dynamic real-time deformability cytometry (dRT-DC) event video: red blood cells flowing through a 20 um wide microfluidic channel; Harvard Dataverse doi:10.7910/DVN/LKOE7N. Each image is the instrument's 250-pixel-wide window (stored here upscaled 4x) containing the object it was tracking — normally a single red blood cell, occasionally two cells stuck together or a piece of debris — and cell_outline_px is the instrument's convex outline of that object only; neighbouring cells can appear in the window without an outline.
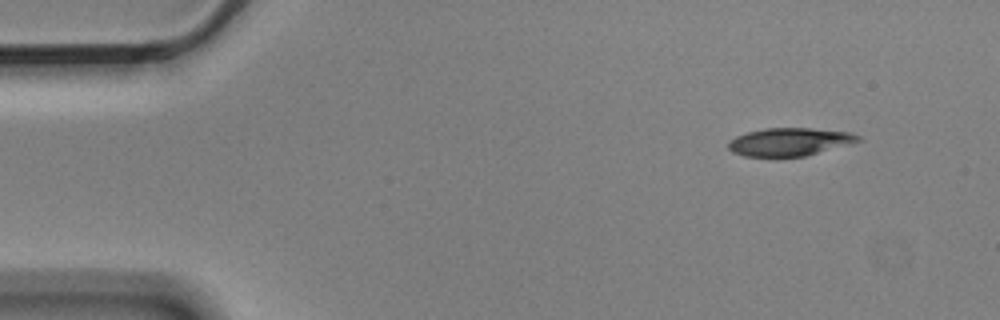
{"species": "Egyptian fruit bat (a non-hibernating species)", "species_latin": "Rousettus aegyptiacus", "temperature_condition": "cold", "stored_images_in_passage": 5, "segment_of_instrument_passage": [2, 2], "camera_frame_rate_fps": 3000, "um_per_image_px": 0.085, "animal": {"sex": "male"}, "frame": {"image": 1, "passage_image": 5, "time_ms": 1.333, "image_size_px": [1000, 320], "cell_outline_px": [[860, 140], [804, 156], [744, 156], [732, 152], [728, 148], [728, 140], [736, 136], [748, 132], [764, 128], [812, 128], [852, 132], [860, 136]], "centroid_in_image_um": [67.06, 12.04], "position_along_channel_um": 17.9, "area_um2": 20.87}}